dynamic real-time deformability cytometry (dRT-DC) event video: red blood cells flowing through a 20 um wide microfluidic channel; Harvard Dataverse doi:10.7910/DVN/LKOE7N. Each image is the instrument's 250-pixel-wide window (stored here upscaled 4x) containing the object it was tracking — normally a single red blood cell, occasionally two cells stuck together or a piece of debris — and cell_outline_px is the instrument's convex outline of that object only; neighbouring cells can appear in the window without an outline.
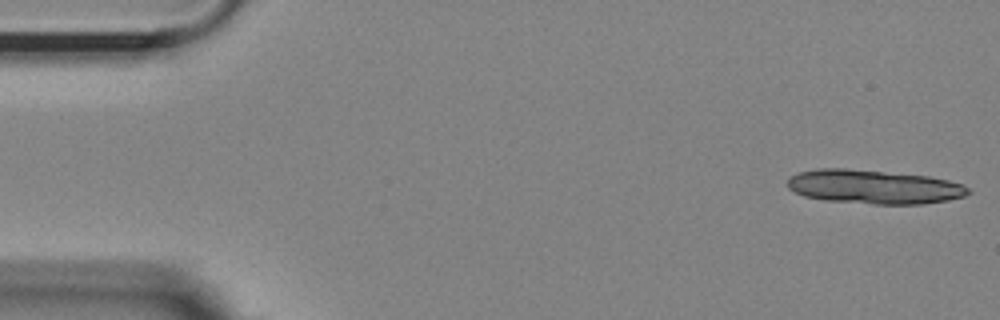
{"species": "Egyptian fruit bat (a non-hibernating species)", "species_latin": "Rousettus aegyptiacus", "temperature_condition": "room temperature", "stored_images_in_passage": 12, "camera_frame_rate_fps": 3000, "um_per_image_px": 0.085, "animal": {"sex": "female"}, "frame": {"image": 1, "passage_image": 1, "time_ms": 0.0, "image_size_px": [1000, 320], "cell_outline_px": [[972, 192], [964, 196], [948, 200], [920, 204], [872, 204], [824, 200], [804, 196], [788, 188], [788, 176], [800, 172], [816, 168], [844, 168], [928, 176], [948, 180], [960, 184], [968, 188]], "centroid_in_image_um": [74.25, 15.88], "position_along_channel_um": 10.7, "area_um2": 35.72}}